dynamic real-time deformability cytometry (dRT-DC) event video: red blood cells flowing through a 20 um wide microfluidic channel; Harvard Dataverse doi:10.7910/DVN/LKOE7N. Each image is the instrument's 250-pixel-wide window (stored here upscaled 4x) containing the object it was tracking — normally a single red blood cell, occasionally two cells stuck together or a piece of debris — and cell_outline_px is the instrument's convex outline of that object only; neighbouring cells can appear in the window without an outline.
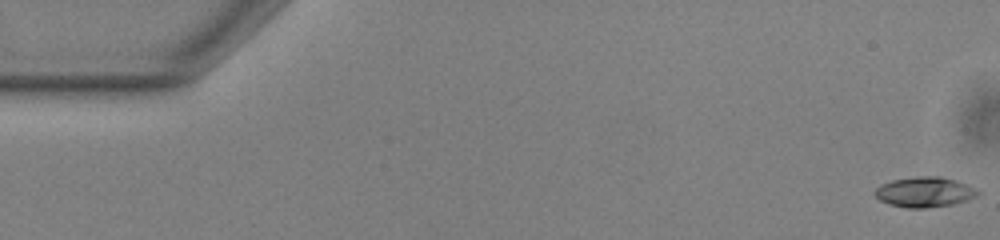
{"species": "common noctule bat (a hibernating species)", "species_latin": "Nyctalus noctula", "temperature_condition": "warm", "stored_images_in_passage": 54, "camera_frame_rate_fps": 3000, "um_per_image_px": 0.085, "animal": {"sex": "male", "body_mass_g": 13.0, "forearm_length_mm": 53.1}, "frame": {"image": 1, "passage_image": 1, "time_ms": 0.0, "image_size_px": [1000, 240], "cell_outline_px": [[980, 192], [976, 196], [968, 200], [952, 204], [924, 208], [908, 208], [888, 204], [880, 200], [872, 192], [880, 184], [892, 180], [916, 176], [940, 176], [956, 180], [968, 184], [976, 188]], "centroid_in_image_um": [78.58, 16.31], "position_along_channel_um": 6.4, "area_um2": 18.26}}
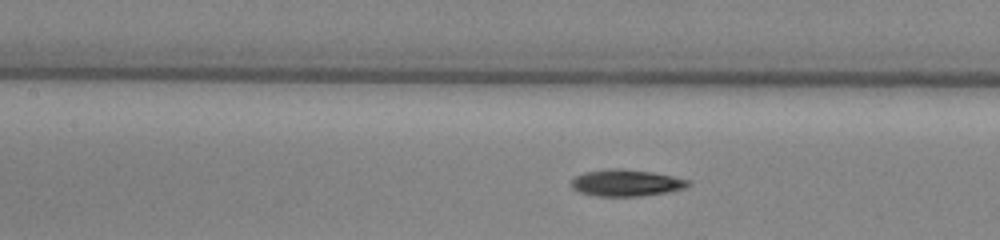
{"frame": {"image": 2, "passage_image": 24, "time_ms": 7.667, "image_size_px": [1000, 240], "cell_outline_px": [[692, 184], [688, 188], [668, 192], [640, 196], [592, 196], [580, 192], [572, 188], [572, 180], [576, 176], [584, 172], [612, 168], [620, 168], [652, 172], [692, 180]], "centroid_in_image_um": [53.28, 15.55], "position_along_channel_um": 154.1, "area_um2": 18.38}}
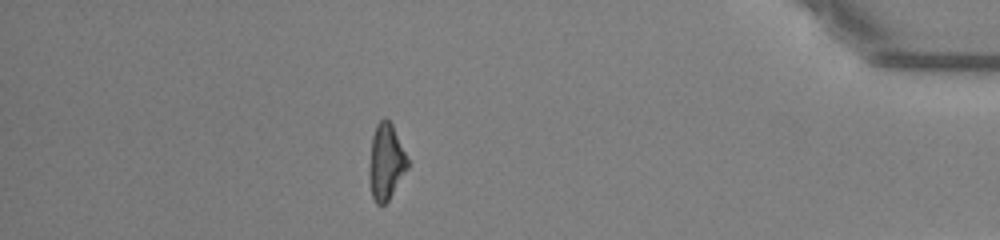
{"frame": {"image": 3, "passage_image": 47, "time_ms": 15.333, "image_size_px": [1000, 240], "cell_outline_px": [[408, 168], [388, 200], [384, 204], [376, 204], [372, 196], [368, 172], [372, 136], [376, 124], [384, 116], [392, 124], [408, 160]], "centroid_in_image_um": [32.79, 13.74], "position_along_channel_um": 402.4, "area_um2": 16.82}, "authors_computed_cell_mechanics": {"area_um2": 17.629, "velocity_mm_per_s": 3.852, "shape_relaxation_time_tau1_ms": 5.4105, "shape_relaxation_time_tau2_ms": 6.5752, "deformation_change_tau1": 0.1684, "deformation_change_tau2": 0.1613}}